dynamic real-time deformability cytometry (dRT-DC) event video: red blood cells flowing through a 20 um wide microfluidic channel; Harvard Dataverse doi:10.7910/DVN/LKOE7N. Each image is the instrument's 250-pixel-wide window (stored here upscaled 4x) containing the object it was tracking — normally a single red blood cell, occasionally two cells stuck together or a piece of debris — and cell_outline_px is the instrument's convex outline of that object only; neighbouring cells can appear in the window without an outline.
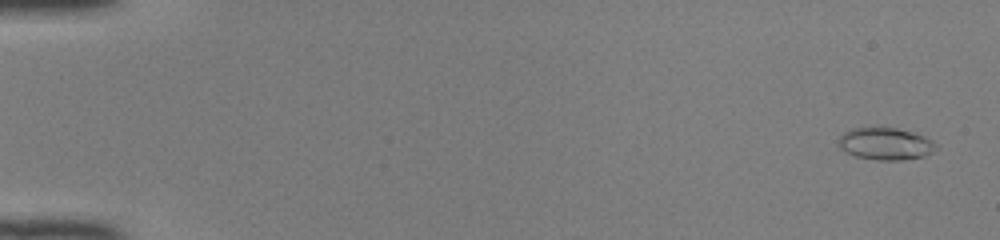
{"species": "common noctule bat (a hibernating species)", "species_latin": "Nyctalus noctula", "temperature_condition": "room temperature", "stored_images_in_passage": 51, "camera_frame_rate_fps": 3000, "um_per_image_px": 0.085, "animal": {"sex": "female", "body_mass_g": 22.0, "forearm_length_mm": 56.7}, "frame": {"image": 1, "passage_image": 3, "time_ms": 0.667, "image_size_px": [1000, 240], "cell_outline_px": [[936, 148], [932, 152], [924, 156], [900, 160], [876, 160], [856, 156], [844, 152], [836, 144], [836, 140], [844, 132], [852, 128], [896, 128], [912, 132], [924, 136], [932, 140], [936, 144]], "centroid_in_image_um": [75.21, 12.22], "position_along_channel_um": 9.8, "area_um2": 18.32}}
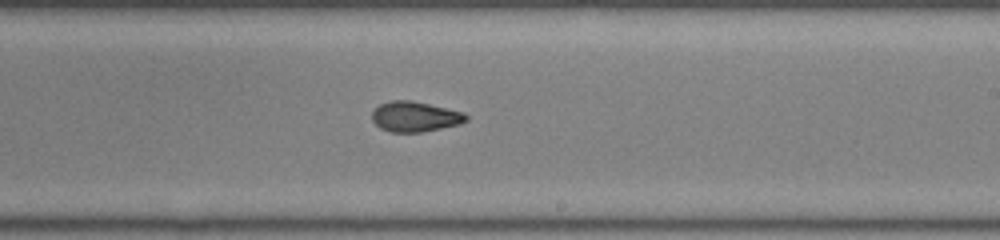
{"frame": {"image": 2, "passage_image": 32, "time_ms": 10.333, "image_size_px": [1000, 240], "cell_outline_px": [[468, 120], [460, 124], [420, 132], [392, 132], [380, 128], [372, 120], [372, 112], [380, 104], [388, 100], [412, 100], [464, 112], [468, 116]], "centroid_in_image_um": [35.27, 9.9], "position_along_channel_um": 253.7, "area_um2": 16.59}}
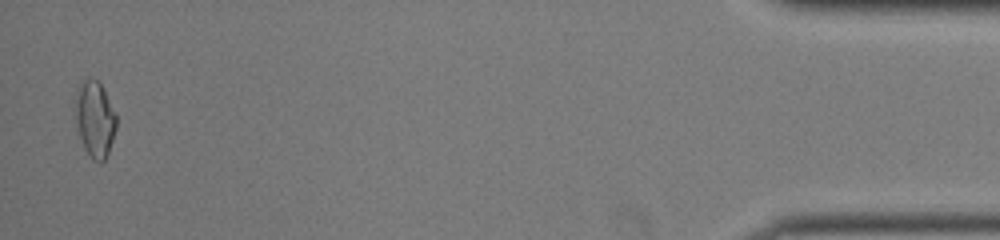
{"frame": {"image": 3, "passage_image": 50, "time_ms": 16.333, "image_size_px": [1000, 240], "cell_outline_px": [[116, 128], [108, 152], [104, 160], [100, 164], [92, 160], [84, 148], [76, 124], [76, 104], [80, 84], [84, 80], [96, 80], [100, 84], [116, 116]], "centroid_in_image_um": [8.07, 10.21], "position_along_channel_um": 427.1, "area_um2": 17.46}, "authors_computed_cell_mechanics": {"area_um2": 16.9354, "velocity_mm_per_s": 4.1617, "shape_relaxation_time_tau1_ms": null, "shape_relaxation_time_tau2_ms": 1.6322, "deformation_change_tau1": null, "deformation_change_tau2": 0.0704}}